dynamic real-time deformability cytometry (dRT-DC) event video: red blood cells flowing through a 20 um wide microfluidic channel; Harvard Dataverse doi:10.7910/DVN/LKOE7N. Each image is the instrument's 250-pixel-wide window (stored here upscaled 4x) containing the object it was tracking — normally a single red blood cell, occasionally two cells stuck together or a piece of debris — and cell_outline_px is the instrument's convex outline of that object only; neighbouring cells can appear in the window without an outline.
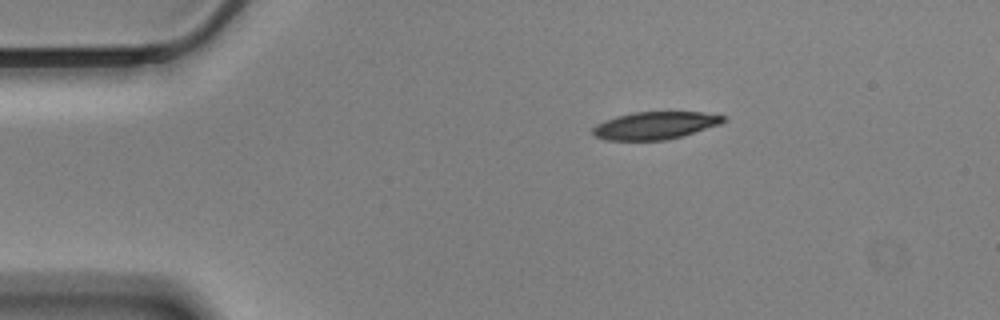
{"species": "Egyptian fruit bat (a non-hibernating species)", "species_latin": "Rousettus aegyptiacus", "temperature_condition": "cold", "stored_images_in_passage": 48, "camera_frame_rate_fps": 3000, "um_per_image_px": 0.085, "animal": {"sex": "male"}, "frame": {"image": 1, "passage_image": 1, "time_ms": 0.0, "image_size_px": [1000, 320], "cell_outline_px": [[728, 120], [720, 124], [684, 136], [668, 140], [604, 140], [596, 136], [592, 132], [592, 128], [596, 124], [604, 120], [616, 116], [636, 112], [700, 112], [728, 116]], "centroid_in_image_um": [55.71, 10.67], "position_along_channel_um": 29.3, "area_um2": 21.15}}
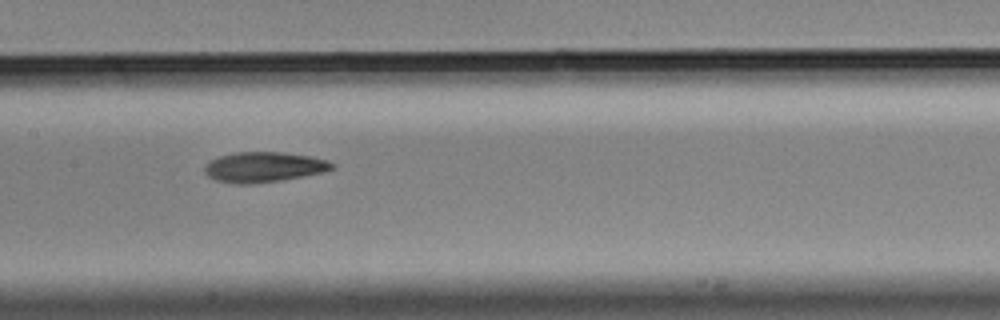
{"frame": {"image": 2, "passage_image": 19, "time_ms": 6.0, "image_size_px": [1000, 320], "cell_outline_px": [[336, 168], [324, 172], [304, 176], [280, 180], [252, 184], [236, 184], [216, 180], [208, 176], [204, 172], [204, 164], [220, 156], [236, 152], [280, 152], [308, 156], [328, 160], [336, 164]], "centroid_in_image_um": [22.44, 14.2], "position_along_channel_um": 185.0, "area_um2": 22.48}}
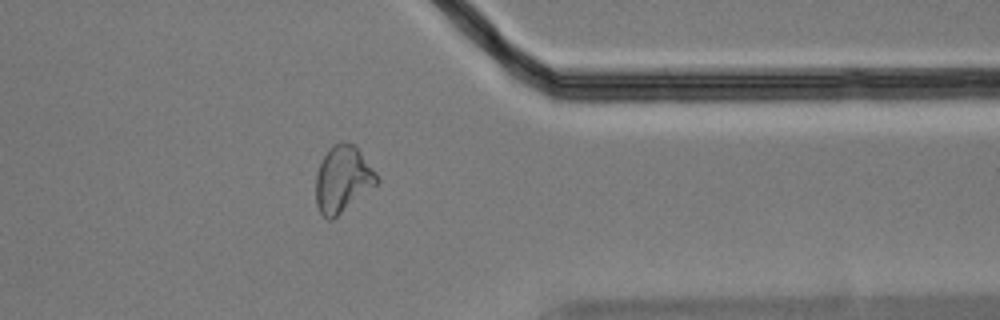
{"frame": {"image": 3, "passage_image": 37, "time_ms": 12.0, "image_size_px": [1000, 320], "cell_outline_px": [[380, 180], [376, 184], [332, 220], [328, 220], [320, 212], [316, 204], [316, 172], [328, 148], [332, 144], [356, 144], [376, 172]], "centroid_in_image_um": [29.13, 15.22], "position_along_channel_um": 382.3, "area_um2": 23.35}, "authors_computed_cell_mechanics": {"area_um2": 22.8888, "velocity_mm_per_s": 3.456, "shape_relaxation_time_tau1_ms": 4.8951, "shape_relaxation_time_tau2_ms": 5.0396, "deformation_change_tau1": 0.1669, "deformation_change_tau2": 0.1343}}